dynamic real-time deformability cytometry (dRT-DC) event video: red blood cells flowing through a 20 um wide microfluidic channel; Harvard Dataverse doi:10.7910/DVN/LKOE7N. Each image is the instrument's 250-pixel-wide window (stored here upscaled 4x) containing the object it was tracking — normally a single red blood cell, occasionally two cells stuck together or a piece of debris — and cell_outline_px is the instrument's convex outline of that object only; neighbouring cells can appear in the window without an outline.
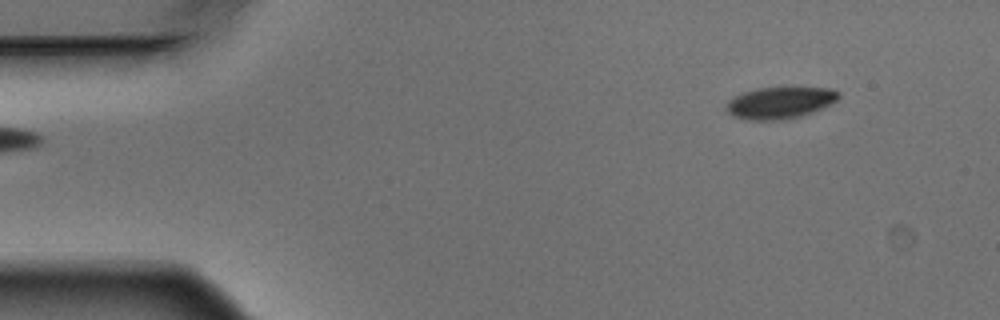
{"species": "Egyptian fruit bat (a non-hibernating species)", "species_latin": "Rousettus aegyptiacus", "temperature_condition": "warm", "stored_images_in_passage": 5, "segment_of_instrument_passage": [2, 2], "camera_frame_rate_fps": 3000, "um_per_image_px": 0.085, "animal": {"sex": "male"}, "frame": {"image": 1, "passage_image": 5, "time_ms": 1.333, "image_size_px": [1000, 320], "cell_outline_px": [[840, 96], [836, 100], [820, 108], [800, 116], [780, 120], [744, 120], [732, 116], [724, 108], [728, 100], [744, 92], [756, 88], [832, 88], [840, 92]], "centroid_in_image_um": [66.23, 8.74], "position_along_channel_um": 18.8, "area_um2": 20.58}}